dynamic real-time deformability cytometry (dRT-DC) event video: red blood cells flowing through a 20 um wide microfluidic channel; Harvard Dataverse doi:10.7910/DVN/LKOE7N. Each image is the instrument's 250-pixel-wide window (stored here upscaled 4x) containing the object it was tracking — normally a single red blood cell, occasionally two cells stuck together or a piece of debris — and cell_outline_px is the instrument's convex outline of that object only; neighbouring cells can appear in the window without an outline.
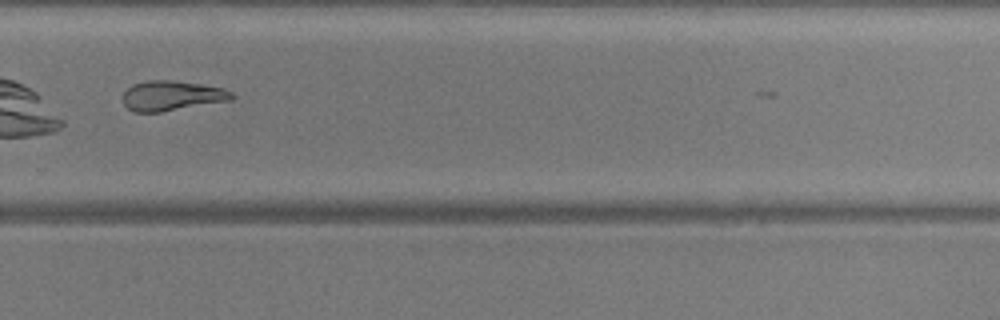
{"species": "common noctule bat (a hibernating species)", "species_latin": "Nyctalus noctula", "temperature_condition": "warm", "stored_images_in_passage": 53, "camera_frame_rate_fps": 3000, "um_per_image_px": 0.085, "animal": {"sex": "male", "body_mass_g": 20.5, "forearm_length_mm": 52.5}, "frame": {"image": 1, "passage_image": 38, "time_ms": 12.333, "image_size_px": [1000, 320], "cell_outline_px": [[236, 96], [232, 100], [160, 112], [132, 112], [124, 104], [124, 92], [132, 84], [148, 80], [168, 80], [200, 84], [220, 88], [232, 92]], "centroid_in_image_um": [14.6, 8.14], "position_along_channel_um": 315.2, "area_um2": 18.84}, "authors_computed_cell_mechanics": {"area_um2": 19.4786, "velocity_mm_per_s": 3.8618, "shape_relaxation_time_tau1_ms": null, "shape_relaxation_time_tau2_ms": 4.0274, "deformation_change_tau1": null, "deformation_change_tau2": 0.1306}}